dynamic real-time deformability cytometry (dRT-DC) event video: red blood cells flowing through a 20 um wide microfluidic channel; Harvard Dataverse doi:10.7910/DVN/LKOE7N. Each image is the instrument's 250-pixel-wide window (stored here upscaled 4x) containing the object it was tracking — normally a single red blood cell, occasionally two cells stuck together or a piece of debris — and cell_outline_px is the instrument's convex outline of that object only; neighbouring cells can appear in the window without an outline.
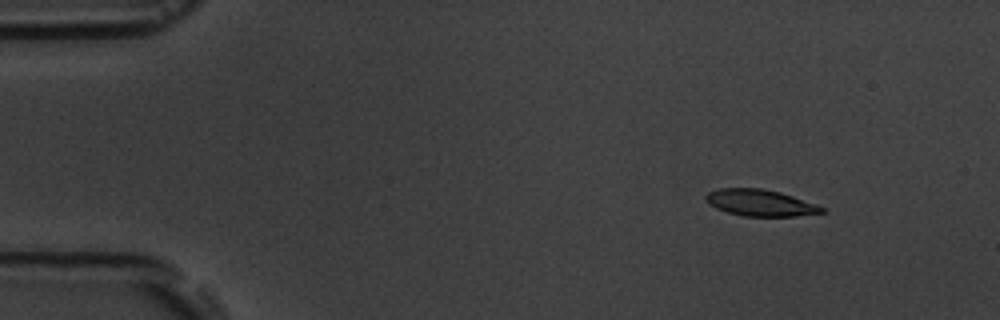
{"species": "common noctule bat (a hibernating species)", "species_latin": "Nyctalus noctula", "temperature_condition": "room temperature", "stored_images_in_passage": 4, "camera_frame_rate_fps": 3000, "um_per_image_px": 0.085, "animal": {"sex": "male", "body_mass_g": 19.5, "forearm_length_mm": 54.6}, "frame": {"image": 1, "passage_image": 1, "time_ms": 0.0, "image_size_px": [1000, 320], "cell_outline_px": [[828, 212], [796, 216], [744, 216], [728, 212], [716, 208], [708, 204], [704, 196], [708, 192], [720, 188], [760, 188], [780, 192], [816, 204], [824, 208]], "centroid_in_image_um": [64.62, 17.24], "position_along_channel_um": 20.4, "area_um2": 17.92}}
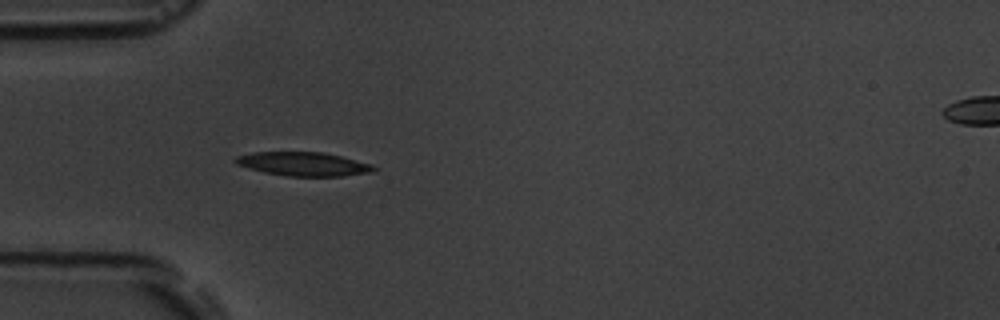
{"frame": {"image": 2, "passage_image": 4, "time_ms": 3.333, "image_size_px": [1000, 320], "cell_outline_px": [[376, 168], [372, 172], [344, 176], [288, 176], [264, 172], [236, 164], [232, 160], [236, 156], [252, 152], [324, 152], [372, 164]], "centroid_in_image_um": [25.77, 13.93], "position_along_channel_um": 59.2, "area_um2": 19.13}}